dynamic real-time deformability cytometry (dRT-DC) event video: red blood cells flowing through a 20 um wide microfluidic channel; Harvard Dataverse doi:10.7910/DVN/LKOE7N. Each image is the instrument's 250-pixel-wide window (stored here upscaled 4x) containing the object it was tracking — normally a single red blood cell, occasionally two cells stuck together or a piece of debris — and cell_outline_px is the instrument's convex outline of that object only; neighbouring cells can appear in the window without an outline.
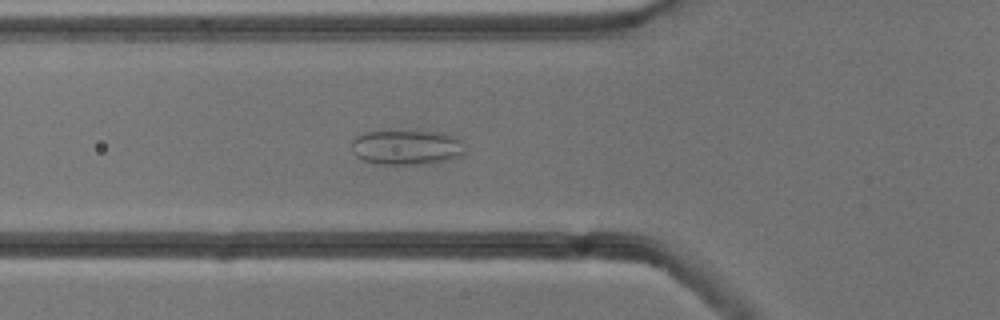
{"species": "common noctule bat (a hibernating species)", "species_latin": "Nyctalus noctula", "temperature_condition": "cold", "stored_images_in_passage": 49, "segment_of_instrument_passage": [1, 2], "camera_frame_rate_fps": 3000, "um_per_image_px": 0.085, "animal": {"sex": "male", "body_mass_g": 13.3}, "frame": {"image": 1, "passage_image": 13, "time_ms": 4.0, "image_size_px": [1000, 320], "cell_outline_px": [[464, 152], [460, 156], [428, 164], [376, 164], [364, 160], [356, 156], [352, 152], [352, 140], [356, 136], [364, 132], [444, 132], [460, 140]], "centroid_in_image_um": [34.52, 12.53], "position_along_channel_um": 91.3, "area_um2": 22.72}}
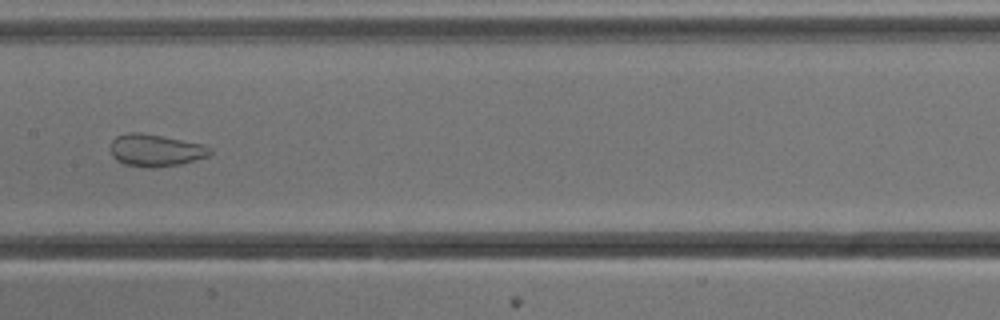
{"frame": {"image": 2, "passage_image": 21, "time_ms": 6.667, "image_size_px": [1000, 320], "cell_outline_px": [[212, 152], [208, 156], [180, 164], [156, 168], [148, 168], [124, 164], [116, 160], [112, 156], [108, 148], [112, 140], [116, 136], [128, 132], [140, 132], [204, 144], [212, 148]], "centroid_in_image_um": [13.19, 12.78], "position_along_channel_um": 194.2, "area_um2": 18.96}}
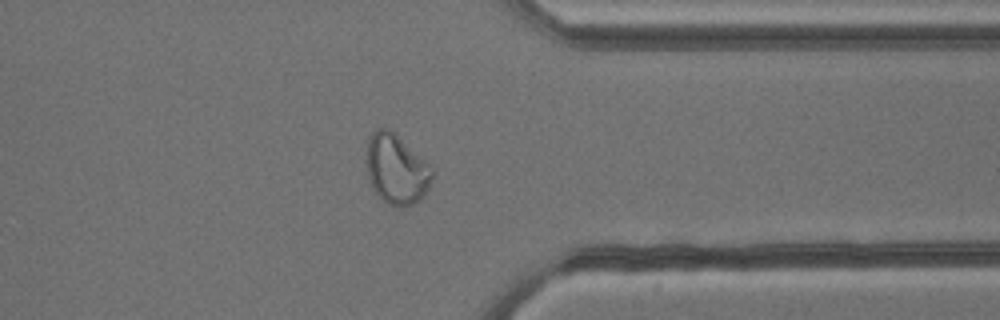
{"frame": {"image": 3, "passage_image": 36, "time_ms": 11.667, "image_size_px": [1000, 320], "cell_outline_px": [[436, 172], [424, 196], [420, 200], [404, 208], [400, 208], [388, 204], [376, 192], [368, 180], [364, 160], [368, 136], [376, 128], [388, 128], [424, 160]], "centroid_in_image_um": [33.66, 14.4], "position_along_channel_um": 377.7, "area_um2": 27.11}}